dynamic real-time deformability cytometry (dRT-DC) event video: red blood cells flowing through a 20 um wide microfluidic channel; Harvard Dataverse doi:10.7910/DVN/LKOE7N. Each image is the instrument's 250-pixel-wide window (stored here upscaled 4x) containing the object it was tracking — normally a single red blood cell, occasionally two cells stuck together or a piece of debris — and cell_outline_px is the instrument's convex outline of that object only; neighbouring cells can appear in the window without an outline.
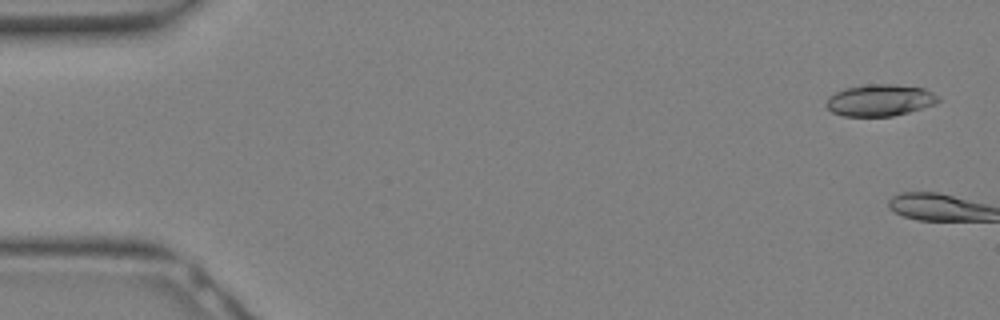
{"species": "Egyptian fruit bat (a non-hibernating species)", "species_latin": "Rousettus aegyptiacus", "temperature_condition": "warm", "stored_images_in_passage": 3, "camera_frame_rate_fps": 3000, "um_per_image_px": 0.085, "animal": {"sex": "female"}, "frame": {"image": 1, "passage_image": 2, "time_ms": 0.333, "image_size_px": [1000, 320], "cell_outline_px": [[940, 100], [936, 104], [908, 112], [892, 116], [844, 116], [832, 112], [824, 104], [828, 96], [844, 88], [868, 84], [892, 84], [924, 88], [940, 96]], "centroid_in_image_um": [74.79, 8.51], "position_along_channel_um": 10.2, "area_um2": 20.81}}